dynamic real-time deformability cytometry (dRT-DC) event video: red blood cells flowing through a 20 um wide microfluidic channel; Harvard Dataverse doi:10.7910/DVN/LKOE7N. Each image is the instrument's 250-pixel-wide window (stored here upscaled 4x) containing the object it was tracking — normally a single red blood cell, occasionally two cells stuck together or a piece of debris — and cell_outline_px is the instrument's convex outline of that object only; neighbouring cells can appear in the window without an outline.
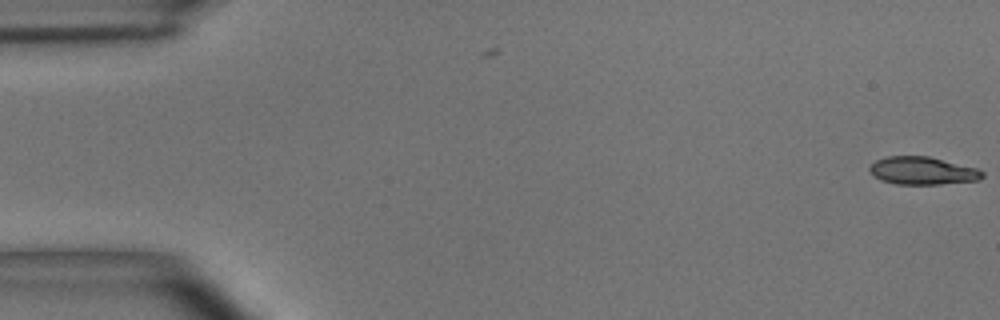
{"species": "common noctule bat (a hibernating species)", "species_latin": "Nyctalus noctula", "temperature_condition": "room temperature", "stored_images_in_passage": 4, "camera_frame_rate_fps": 3000, "um_per_image_px": 0.085, "animal": {"sex": "male", "body_mass_g": 15.6}, "frame": {"image": 1, "passage_image": 4, "time_ms": 1.0, "image_size_px": [1000, 320], "cell_outline_px": [[984, 176], [980, 180], [940, 184], [896, 184], [880, 180], [872, 176], [868, 168], [876, 160], [884, 156], [928, 156], [976, 168], [984, 172]], "centroid_in_image_um": [78.38, 14.51], "position_along_channel_um": 6.6, "area_um2": 18.32}}